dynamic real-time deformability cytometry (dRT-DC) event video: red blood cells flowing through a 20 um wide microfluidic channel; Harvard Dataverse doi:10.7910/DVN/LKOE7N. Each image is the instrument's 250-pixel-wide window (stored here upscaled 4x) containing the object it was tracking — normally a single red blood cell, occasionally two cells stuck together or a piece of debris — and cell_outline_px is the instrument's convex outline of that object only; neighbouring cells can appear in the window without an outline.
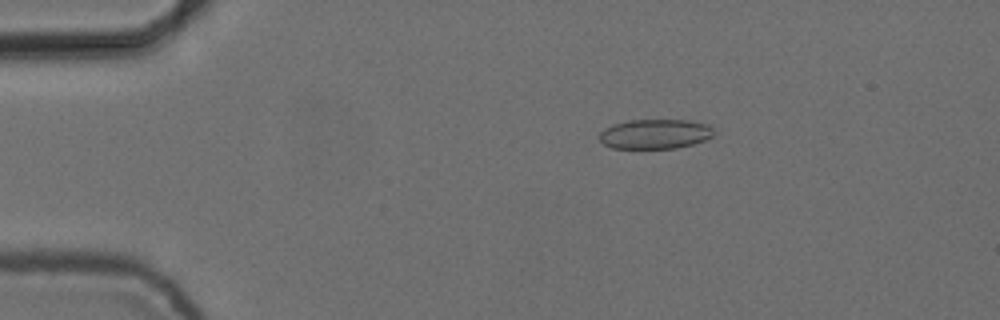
{"species": "common noctule bat (a hibernating species)", "species_latin": "Nyctalus noctula", "temperature_condition": "cold", "stored_images_in_passage": 5, "camera_frame_rate_fps": 3000, "um_per_image_px": 0.085, "animal": {"sex": "female", "body_mass_g": 24.6, "forearm_length_mm": 56.2}, "frame": {"image": 1, "passage_image": 2, "time_ms": 0.333, "image_size_px": [1000, 320], "cell_outline_px": [[712, 136], [704, 140], [692, 144], [676, 148], [612, 148], [604, 144], [596, 136], [604, 128], [612, 124], [628, 120], [688, 120], [708, 124], [712, 128]], "centroid_in_image_um": [55.62, 11.38], "position_along_channel_um": 29.4, "area_um2": 19.83}}
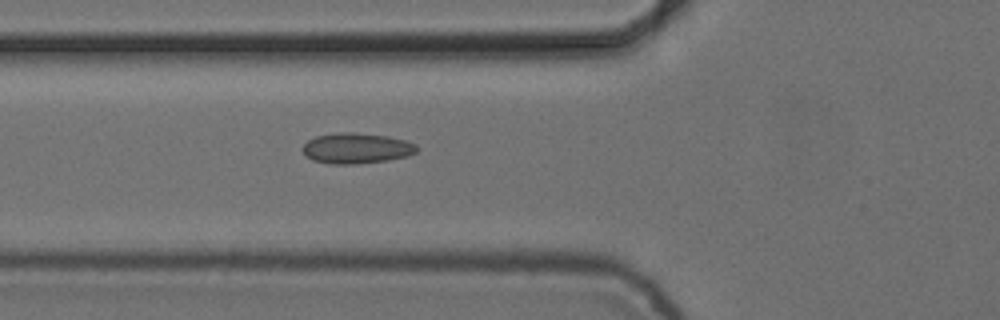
{"frame": {"image": 2, "passage_image": 5, "time_ms": 1.333, "image_size_px": [1000, 320], "cell_outline_px": [[420, 148], [416, 152], [408, 156], [388, 160], [356, 164], [328, 164], [312, 160], [304, 156], [304, 144], [308, 140], [316, 136], [340, 132], [352, 132], [388, 136], [404, 140], [416, 144]], "centroid_in_image_um": [30.31, 12.61], "position_along_channel_um": 95.5, "area_um2": 20.46}}